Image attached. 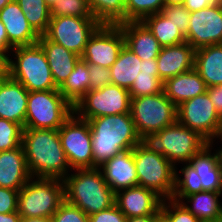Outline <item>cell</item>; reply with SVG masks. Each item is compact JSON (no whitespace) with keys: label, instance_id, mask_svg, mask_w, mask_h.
Wrapping results in <instances>:
<instances>
[{"label":"cell","instance_id":"cell-1","mask_svg":"<svg viewBox=\"0 0 222 222\" xmlns=\"http://www.w3.org/2000/svg\"><path fill=\"white\" fill-rule=\"evenodd\" d=\"M22 146L32 177L63 180L72 171L58 130L24 128Z\"/></svg>","mask_w":222,"mask_h":222},{"label":"cell","instance_id":"cell-2","mask_svg":"<svg viewBox=\"0 0 222 222\" xmlns=\"http://www.w3.org/2000/svg\"><path fill=\"white\" fill-rule=\"evenodd\" d=\"M88 122L94 168H99L117 153L133 149L140 144V136L130 113L96 117Z\"/></svg>","mask_w":222,"mask_h":222},{"label":"cell","instance_id":"cell-3","mask_svg":"<svg viewBox=\"0 0 222 222\" xmlns=\"http://www.w3.org/2000/svg\"><path fill=\"white\" fill-rule=\"evenodd\" d=\"M64 200L88 216L115 204V193L100 168L73 169L64 179Z\"/></svg>","mask_w":222,"mask_h":222},{"label":"cell","instance_id":"cell-4","mask_svg":"<svg viewBox=\"0 0 222 222\" xmlns=\"http://www.w3.org/2000/svg\"><path fill=\"white\" fill-rule=\"evenodd\" d=\"M140 144L151 152L165 156L176 167L188 163L209 142L197 131L176 121L157 133L143 135Z\"/></svg>","mask_w":222,"mask_h":222},{"label":"cell","instance_id":"cell-5","mask_svg":"<svg viewBox=\"0 0 222 222\" xmlns=\"http://www.w3.org/2000/svg\"><path fill=\"white\" fill-rule=\"evenodd\" d=\"M7 75L29 92L58 89L39 43L13 48L8 57Z\"/></svg>","mask_w":222,"mask_h":222},{"label":"cell","instance_id":"cell-6","mask_svg":"<svg viewBox=\"0 0 222 222\" xmlns=\"http://www.w3.org/2000/svg\"><path fill=\"white\" fill-rule=\"evenodd\" d=\"M63 201L62 179L31 177L19 190L18 213L22 218H51Z\"/></svg>","mask_w":222,"mask_h":222},{"label":"cell","instance_id":"cell-7","mask_svg":"<svg viewBox=\"0 0 222 222\" xmlns=\"http://www.w3.org/2000/svg\"><path fill=\"white\" fill-rule=\"evenodd\" d=\"M73 112L58 89L29 92L24 128L58 130Z\"/></svg>","mask_w":222,"mask_h":222},{"label":"cell","instance_id":"cell-8","mask_svg":"<svg viewBox=\"0 0 222 222\" xmlns=\"http://www.w3.org/2000/svg\"><path fill=\"white\" fill-rule=\"evenodd\" d=\"M138 186L151 189L162 199H171L175 188V166L163 155L141 144L133 148Z\"/></svg>","mask_w":222,"mask_h":222},{"label":"cell","instance_id":"cell-9","mask_svg":"<svg viewBox=\"0 0 222 222\" xmlns=\"http://www.w3.org/2000/svg\"><path fill=\"white\" fill-rule=\"evenodd\" d=\"M130 115L140 138L157 133L177 121V106L166 97L164 91L158 94L131 98Z\"/></svg>","mask_w":222,"mask_h":222},{"label":"cell","instance_id":"cell-10","mask_svg":"<svg viewBox=\"0 0 222 222\" xmlns=\"http://www.w3.org/2000/svg\"><path fill=\"white\" fill-rule=\"evenodd\" d=\"M129 90L109 84L89 90L74 106V113L83 120L106 115L130 113Z\"/></svg>","mask_w":222,"mask_h":222},{"label":"cell","instance_id":"cell-11","mask_svg":"<svg viewBox=\"0 0 222 222\" xmlns=\"http://www.w3.org/2000/svg\"><path fill=\"white\" fill-rule=\"evenodd\" d=\"M58 132L71 169L94 168L89 122L73 112Z\"/></svg>","mask_w":222,"mask_h":222},{"label":"cell","instance_id":"cell-12","mask_svg":"<svg viewBox=\"0 0 222 222\" xmlns=\"http://www.w3.org/2000/svg\"><path fill=\"white\" fill-rule=\"evenodd\" d=\"M100 25L94 17L51 16L44 36L81 57L88 39Z\"/></svg>","mask_w":222,"mask_h":222},{"label":"cell","instance_id":"cell-13","mask_svg":"<svg viewBox=\"0 0 222 222\" xmlns=\"http://www.w3.org/2000/svg\"><path fill=\"white\" fill-rule=\"evenodd\" d=\"M221 117L216 112L207 92L177 106V121L197 131L209 143L217 135Z\"/></svg>","mask_w":222,"mask_h":222},{"label":"cell","instance_id":"cell-14","mask_svg":"<svg viewBox=\"0 0 222 222\" xmlns=\"http://www.w3.org/2000/svg\"><path fill=\"white\" fill-rule=\"evenodd\" d=\"M125 45L119 25L101 24L90 36L81 58L88 64L110 68Z\"/></svg>","mask_w":222,"mask_h":222},{"label":"cell","instance_id":"cell-15","mask_svg":"<svg viewBox=\"0 0 222 222\" xmlns=\"http://www.w3.org/2000/svg\"><path fill=\"white\" fill-rule=\"evenodd\" d=\"M186 42L195 50L216 44H222V5L190 12L189 30Z\"/></svg>","mask_w":222,"mask_h":222},{"label":"cell","instance_id":"cell-16","mask_svg":"<svg viewBox=\"0 0 222 222\" xmlns=\"http://www.w3.org/2000/svg\"><path fill=\"white\" fill-rule=\"evenodd\" d=\"M162 200L153 190L141 186L122 189L115 193V204L127 218L161 215Z\"/></svg>","mask_w":222,"mask_h":222},{"label":"cell","instance_id":"cell-17","mask_svg":"<svg viewBox=\"0 0 222 222\" xmlns=\"http://www.w3.org/2000/svg\"><path fill=\"white\" fill-rule=\"evenodd\" d=\"M99 168L103 173L105 182L114 193L138 186L133 149L117 153Z\"/></svg>","mask_w":222,"mask_h":222},{"label":"cell","instance_id":"cell-18","mask_svg":"<svg viewBox=\"0 0 222 222\" xmlns=\"http://www.w3.org/2000/svg\"><path fill=\"white\" fill-rule=\"evenodd\" d=\"M29 91L8 75L0 78V118L24 127Z\"/></svg>","mask_w":222,"mask_h":222},{"label":"cell","instance_id":"cell-19","mask_svg":"<svg viewBox=\"0 0 222 222\" xmlns=\"http://www.w3.org/2000/svg\"><path fill=\"white\" fill-rule=\"evenodd\" d=\"M200 177L203 190L222 192V152L209 143L188 162Z\"/></svg>","mask_w":222,"mask_h":222},{"label":"cell","instance_id":"cell-20","mask_svg":"<svg viewBox=\"0 0 222 222\" xmlns=\"http://www.w3.org/2000/svg\"><path fill=\"white\" fill-rule=\"evenodd\" d=\"M0 20L5 26L8 42L13 48L38 43L40 36L30 26L16 0L0 10Z\"/></svg>","mask_w":222,"mask_h":222},{"label":"cell","instance_id":"cell-21","mask_svg":"<svg viewBox=\"0 0 222 222\" xmlns=\"http://www.w3.org/2000/svg\"><path fill=\"white\" fill-rule=\"evenodd\" d=\"M195 49L187 42L162 47L157 59L159 78L164 82L194 68Z\"/></svg>","mask_w":222,"mask_h":222},{"label":"cell","instance_id":"cell-22","mask_svg":"<svg viewBox=\"0 0 222 222\" xmlns=\"http://www.w3.org/2000/svg\"><path fill=\"white\" fill-rule=\"evenodd\" d=\"M31 177L22 145L0 151V187L19 191Z\"/></svg>","mask_w":222,"mask_h":222},{"label":"cell","instance_id":"cell-23","mask_svg":"<svg viewBox=\"0 0 222 222\" xmlns=\"http://www.w3.org/2000/svg\"><path fill=\"white\" fill-rule=\"evenodd\" d=\"M123 31L125 46L141 60L156 59L162 46L142 22H124L118 24Z\"/></svg>","mask_w":222,"mask_h":222},{"label":"cell","instance_id":"cell-24","mask_svg":"<svg viewBox=\"0 0 222 222\" xmlns=\"http://www.w3.org/2000/svg\"><path fill=\"white\" fill-rule=\"evenodd\" d=\"M207 90L205 81L193 68L164 81L163 91L176 106L182 102L204 94Z\"/></svg>","mask_w":222,"mask_h":222},{"label":"cell","instance_id":"cell-25","mask_svg":"<svg viewBox=\"0 0 222 222\" xmlns=\"http://www.w3.org/2000/svg\"><path fill=\"white\" fill-rule=\"evenodd\" d=\"M38 43L44 50L55 85L59 88L73 71L81 58L65 47L40 36Z\"/></svg>","mask_w":222,"mask_h":222},{"label":"cell","instance_id":"cell-26","mask_svg":"<svg viewBox=\"0 0 222 222\" xmlns=\"http://www.w3.org/2000/svg\"><path fill=\"white\" fill-rule=\"evenodd\" d=\"M194 69L205 81L207 88L222 85V44L195 50Z\"/></svg>","mask_w":222,"mask_h":222},{"label":"cell","instance_id":"cell-27","mask_svg":"<svg viewBox=\"0 0 222 222\" xmlns=\"http://www.w3.org/2000/svg\"><path fill=\"white\" fill-rule=\"evenodd\" d=\"M179 202L201 222L222 217V192L204 190L188 195Z\"/></svg>","mask_w":222,"mask_h":222},{"label":"cell","instance_id":"cell-28","mask_svg":"<svg viewBox=\"0 0 222 222\" xmlns=\"http://www.w3.org/2000/svg\"><path fill=\"white\" fill-rule=\"evenodd\" d=\"M141 59L125 45L110 69L111 84L129 90L140 72Z\"/></svg>","mask_w":222,"mask_h":222},{"label":"cell","instance_id":"cell-29","mask_svg":"<svg viewBox=\"0 0 222 222\" xmlns=\"http://www.w3.org/2000/svg\"><path fill=\"white\" fill-rule=\"evenodd\" d=\"M154 35L162 47L174 46L186 42L179 27L161 12L145 17L141 21Z\"/></svg>","mask_w":222,"mask_h":222},{"label":"cell","instance_id":"cell-30","mask_svg":"<svg viewBox=\"0 0 222 222\" xmlns=\"http://www.w3.org/2000/svg\"><path fill=\"white\" fill-rule=\"evenodd\" d=\"M163 84L157 70V59L141 60L139 75L129 89L130 98L161 93Z\"/></svg>","mask_w":222,"mask_h":222},{"label":"cell","instance_id":"cell-31","mask_svg":"<svg viewBox=\"0 0 222 222\" xmlns=\"http://www.w3.org/2000/svg\"><path fill=\"white\" fill-rule=\"evenodd\" d=\"M90 81L88 63L82 58L64 83L58 88L63 97L74 107L75 104L89 91Z\"/></svg>","mask_w":222,"mask_h":222},{"label":"cell","instance_id":"cell-32","mask_svg":"<svg viewBox=\"0 0 222 222\" xmlns=\"http://www.w3.org/2000/svg\"><path fill=\"white\" fill-rule=\"evenodd\" d=\"M33 30L42 36L51 19V8L45 0H16Z\"/></svg>","mask_w":222,"mask_h":222},{"label":"cell","instance_id":"cell-33","mask_svg":"<svg viewBox=\"0 0 222 222\" xmlns=\"http://www.w3.org/2000/svg\"><path fill=\"white\" fill-rule=\"evenodd\" d=\"M204 191L200 177L189 163H182L175 167V188L172 200L179 202L182 198Z\"/></svg>","mask_w":222,"mask_h":222},{"label":"cell","instance_id":"cell-34","mask_svg":"<svg viewBox=\"0 0 222 222\" xmlns=\"http://www.w3.org/2000/svg\"><path fill=\"white\" fill-rule=\"evenodd\" d=\"M94 18L100 24L118 25L125 22V0H88Z\"/></svg>","mask_w":222,"mask_h":222},{"label":"cell","instance_id":"cell-35","mask_svg":"<svg viewBox=\"0 0 222 222\" xmlns=\"http://www.w3.org/2000/svg\"><path fill=\"white\" fill-rule=\"evenodd\" d=\"M164 6V0H125V22H141L161 12Z\"/></svg>","mask_w":222,"mask_h":222},{"label":"cell","instance_id":"cell-36","mask_svg":"<svg viewBox=\"0 0 222 222\" xmlns=\"http://www.w3.org/2000/svg\"><path fill=\"white\" fill-rule=\"evenodd\" d=\"M50 8L51 16L94 17L88 0H58Z\"/></svg>","mask_w":222,"mask_h":222},{"label":"cell","instance_id":"cell-37","mask_svg":"<svg viewBox=\"0 0 222 222\" xmlns=\"http://www.w3.org/2000/svg\"><path fill=\"white\" fill-rule=\"evenodd\" d=\"M23 130L22 125L0 118V151L16 149L22 145Z\"/></svg>","mask_w":222,"mask_h":222},{"label":"cell","instance_id":"cell-38","mask_svg":"<svg viewBox=\"0 0 222 222\" xmlns=\"http://www.w3.org/2000/svg\"><path fill=\"white\" fill-rule=\"evenodd\" d=\"M160 211L165 222H201L180 202L172 199H163Z\"/></svg>","mask_w":222,"mask_h":222},{"label":"cell","instance_id":"cell-39","mask_svg":"<svg viewBox=\"0 0 222 222\" xmlns=\"http://www.w3.org/2000/svg\"><path fill=\"white\" fill-rule=\"evenodd\" d=\"M52 222H89L88 215L65 200L53 214Z\"/></svg>","mask_w":222,"mask_h":222},{"label":"cell","instance_id":"cell-40","mask_svg":"<svg viewBox=\"0 0 222 222\" xmlns=\"http://www.w3.org/2000/svg\"><path fill=\"white\" fill-rule=\"evenodd\" d=\"M161 13L179 27V30L184 36L187 35L189 30L190 11L184 5L164 6Z\"/></svg>","mask_w":222,"mask_h":222},{"label":"cell","instance_id":"cell-41","mask_svg":"<svg viewBox=\"0 0 222 222\" xmlns=\"http://www.w3.org/2000/svg\"><path fill=\"white\" fill-rule=\"evenodd\" d=\"M88 73L90 88L89 90H98L111 84L110 69L101 67L100 65L88 64Z\"/></svg>","mask_w":222,"mask_h":222},{"label":"cell","instance_id":"cell-42","mask_svg":"<svg viewBox=\"0 0 222 222\" xmlns=\"http://www.w3.org/2000/svg\"><path fill=\"white\" fill-rule=\"evenodd\" d=\"M19 191L0 187V213L8 214L18 211Z\"/></svg>","mask_w":222,"mask_h":222},{"label":"cell","instance_id":"cell-43","mask_svg":"<svg viewBox=\"0 0 222 222\" xmlns=\"http://www.w3.org/2000/svg\"><path fill=\"white\" fill-rule=\"evenodd\" d=\"M89 222H126L127 217L114 204L103 211L88 216Z\"/></svg>","mask_w":222,"mask_h":222},{"label":"cell","instance_id":"cell-44","mask_svg":"<svg viewBox=\"0 0 222 222\" xmlns=\"http://www.w3.org/2000/svg\"><path fill=\"white\" fill-rule=\"evenodd\" d=\"M206 92L213 102L216 112L222 117V85L211 86L207 88Z\"/></svg>","mask_w":222,"mask_h":222},{"label":"cell","instance_id":"cell-45","mask_svg":"<svg viewBox=\"0 0 222 222\" xmlns=\"http://www.w3.org/2000/svg\"><path fill=\"white\" fill-rule=\"evenodd\" d=\"M12 49L13 47L8 42L5 26L0 20V52L8 58Z\"/></svg>","mask_w":222,"mask_h":222},{"label":"cell","instance_id":"cell-46","mask_svg":"<svg viewBox=\"0 0 222 222\" xmlns=\"http://www.w3.org/2000/svg\"><path fill=\"white\" fill-rule=\"evenodd\" d=\"M213 5L210 0H185L184 7L190 12L198 11Z\"/></svg>","mask_w":222,"mask_h":222},{"label":"cell","instance_id":"cell-47","mask_svg":"<svg viewBox=\"0 0 222 222\" xmlns=\"http://www.w3.org/2000/svg\"><path fill=\"white\" fill-rule=\"evenodd\" d=\"M161 218V215H146L142 217L127 218L126 222H158Z\"/></svg>","mask_w":222,"mask_h":222},{"label":"cell","instance_id":"cell-48","mask_svg":"<svg viewBox=\"0 0 222 222\" xmlns=\"http://www.w3.org/2000/svg\"><path fill=\"white\" fill-rule=\"evenodd\" d=\"M21 216L18 211L8 213V214H1L0 213V222H20Z\"/></svg>","mask_w":222,"mask_h":222},{"label":"cell","instance_id":"cell-49","mask_svg":"<svg viewBox=\"0 0 222 222\" xmlns=\"http://www.w3.org/2000/svg\"><path fill=\"white\" fill-rule=\"evenodd\" d=\"M211 144H213L215 147H217L222 152V117L220 120V125H219L217 135L214 138V140L211 142Z\"/></svg>","mask_w":222,"mask_h":222},{"label":"cell","instance_id":"cell-50","mask_svg":"<svg viewBox=\"0 0 222 222\" xmlns=\"http://www.w3.org/2000/svg\"><path fill=\"white\" fill-rule=\"evenodd\" d=\"M8 58L0 52V78L7 76Z\"/></svg>","mask_w":222,"mask_h":222},{"label":"cell","instance_id":"cell-51","mask_svg":"<svg viewBox=\"0 0 222 222\" xmlns=\"http://www.w3.org/2000/svg\"><path fill=\"white\" fill-rule=\"evenodd\" d=\"M20 222H52V218H22Z\"/></svg>","mask_w":222,"mask_h":222},{"label":"cell","instance_id":"cell-52","mask_svg":"<svg viewBox=\"0 0 222 222\" xmlns=\"http://www.w3.org/2000/svg\"><path fill=\"white\" fill-rule=\"evenodd\" d=\"M165 6L184 5L185 0H164Z\"/></svg>","mask_w":222,"mask_h":222},{"label":"cell","instance_id":"cell-53","mask_svg":"<svg viewBox=\"0 0 222 222\" xmlns=\"http://www.w3.org/2000/svg\"><path fill=\"white\" fill-rule=\"evenodd\" d=\"M12 1H15V0H0V10Z\"/></svg>","mask_w":222,"mask_h":222},{"label":"cell","instance_id":"cell-54","mask_svg":"<svg viewBox=\"0 0 222 222\" xmlns=\"http://www.w3.org/2000/svg\"><path fill=\"white\" fill-rule=\"evenodd\" d=\"M210 2L215 5H222V0H210Z\"/></svg>","mask_w":222,"mask_h":222},{"label":"cell","instance_id":"cell-55","mask_svg":"<svg viewBox=\"0 0 222 222\" xmlns=\"http://www.w3.org/2000/svg\"><path fill=\"white\" fill-rule=\"evenodd\" d=\"M45 1L51 7L58 0H45Z\"/></svg>","mask_w":222,"mask_h":222},{"label":"cell","instance_id":"cell-56","mask_svg":"<svg viewBox=\"0 0 222 222\" xmlns=\"http://www.w3.org/2000/svg\"><path fill=\"white\" fill-rule=\"evenodd\" d=\"M202 222H222V217L216 220L202 221Z\"/></svg>","mask_w":222,"mask_h":222},{"label":"cell","instance_id":"cell-57","mask_svg":"<svg viewBox=\"0 0 222 222\" xmlns=\"http://www.w3.org/2000/svg\"><path fill=\"white\" fill-rule=\"evenodd\" d=\"M158 222H165V220L163 218H161Z\"/></svg>","mask_w":222,"mask_h":222}]
</instances>
